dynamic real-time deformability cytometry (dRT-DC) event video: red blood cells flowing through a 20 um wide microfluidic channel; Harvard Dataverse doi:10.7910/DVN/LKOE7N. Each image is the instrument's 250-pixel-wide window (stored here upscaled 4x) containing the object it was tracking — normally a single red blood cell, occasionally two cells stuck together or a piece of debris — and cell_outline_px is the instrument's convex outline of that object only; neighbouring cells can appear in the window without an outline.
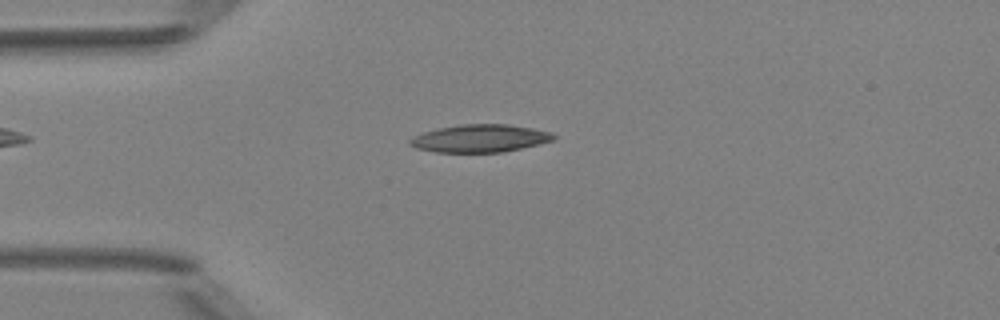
{"species": "Egyptian fruit bat (a non-hibernating species)", "species_latin": "Rousettus aegyptiacus", "temperature_condition": "room temperature", "stored_images_in_passage": 1, "camera_frame_rate_fps": 3000, "um_per_image_px": 0.085, "animal": {"sex": "female"}, "frame": {"image": 1, "passage_image": 1, "time_ms": 0.0, "image_size_px": [1000, 320], "cell_outline_px": [[556, 136], [552, 140], [520, 148], [500, 152], [436, 152], [416, 148], [408, 144], [408, 140], [424, 132], [440, 128], [460, 124], [508, 124], [532, 128], [552, 132]], "centroid_in_image_um": [40.78, 11.75], "position_along_channel_um": 44.2, "area_um2": 22.89}}